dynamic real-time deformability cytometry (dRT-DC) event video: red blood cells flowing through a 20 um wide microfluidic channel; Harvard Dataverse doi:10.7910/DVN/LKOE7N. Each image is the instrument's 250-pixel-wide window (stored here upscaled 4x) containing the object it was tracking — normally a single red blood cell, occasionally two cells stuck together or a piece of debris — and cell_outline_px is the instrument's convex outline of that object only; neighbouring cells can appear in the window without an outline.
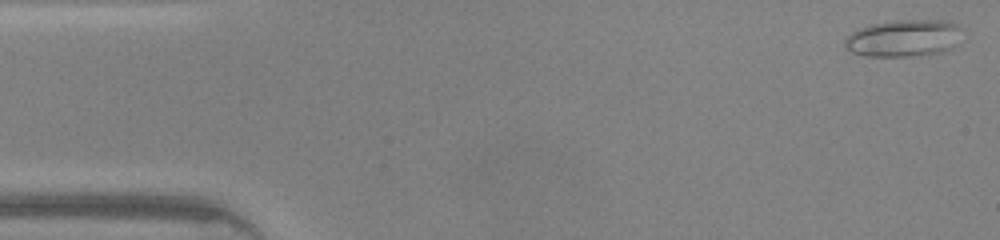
{"species": "common noctule bat (a hibernating species)", "species_latin": "Nyctalus noctula", "temperature_condition": "warm", "stored_images_in_passage": 45, "camera_frame_rate_fps": 3000, "um_per_image_px": 0.085, "animal": {"sex": "male", "body_mass_g": 20.0, "forearm_length_mm": 53.3}, "frame": {"image": 1, "passage_image": 1, "time_ms": 0.0, "image_size_px": [1000, 240], "cell_outline_px": [[960, 28], [944, 48], [940, 52], [908, 56], [868, 56], [852, 52], [844, 44], [844, 40], [852, 32], [860, 28], [872, 24], [896, 20], [944, 20], [956, 24]], "centroid_in_image_um": [76.65, 3.22], "position_along_channel_um": 8.4, "area_um2": 24.04}}
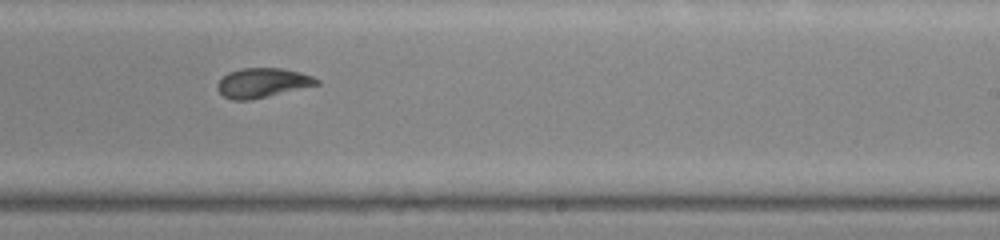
{"frame": {"image": 2, "passage_image": 27, "time_ms": 8.667, "image_size_px": [1000, 240], "cell_outline_px": [[320, 84], [252, 100], [232, 100], [224, 96], [216, 88], [216, 84], [228, 72], [244, 68], [280, 68], [300, 72], [312, 76], [320, 80]], "centroid_in_image_um": [22.31, 7.04], "position_along_channel_um": 266.7, "area_um2": 17.05}}
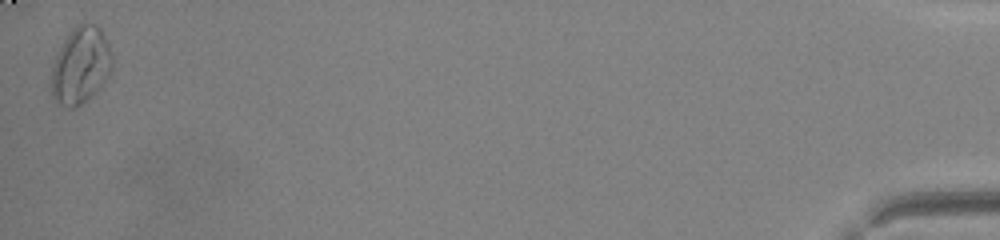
{"frame": {"image": 3, "passage_image": 45, "time_ms": 14.667, "image_size_px": [1000, 240], "cell_outline_px": [[112, 68], [108, 76], [96, 92], [76, 108], [68, 108], [60, 104], [52, 96], [52, 68], [56, 56], [64, 40], [72, 28], [76, 24], [96, 24], [100, 28], [108, 44], [112, 56]], "centroid_in_image_um": [6.87, 5.57], "position_along_channel_um": 428.3, "area_um2": 26.93}, "authors_computed_cell_mechanics": {"area_um2": 17.4556, "velocity_mm_per_s": 4.3743, "shape_relaxation_time_tau1_ms": 4.5075, "shape_relaxation_time_tau2_ms": 2.85, "deformation_change_tau1": 0.1737, "deformation_change_tau2": 0.0834}}